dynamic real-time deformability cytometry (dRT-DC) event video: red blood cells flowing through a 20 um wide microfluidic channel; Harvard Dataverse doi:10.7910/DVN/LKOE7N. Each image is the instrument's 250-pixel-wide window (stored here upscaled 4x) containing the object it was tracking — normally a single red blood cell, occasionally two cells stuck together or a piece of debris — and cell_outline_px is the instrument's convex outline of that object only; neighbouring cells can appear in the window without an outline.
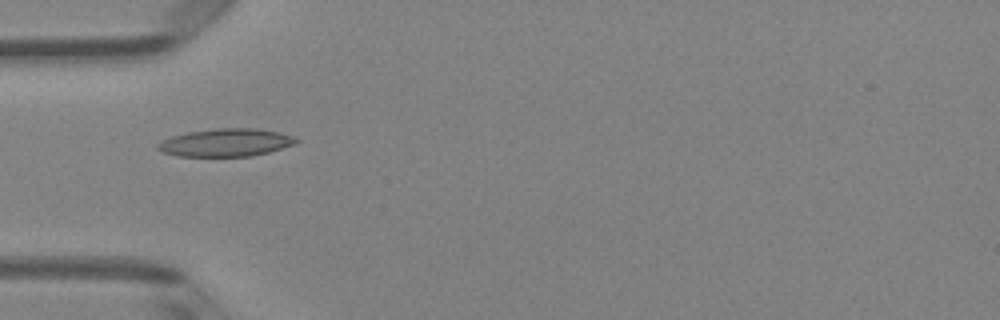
{"species": "Egyptian fruit bat (a non-hibernating species)", "species_latin": "Rousettus aegyptiacus", "temperature_condition": "room temperature", "stored_images_in_passage": 6, "camera_frame_rate_fps": 3000, "um_per_image_px": 0.085, "animal": {"sex": "female"}, "frame": {"image": 1, "passage_image": 5, "time_ms": 4.667, "image_size_px": [1000, 320], "cell_outline_px": [[300, 140], [296, 144], [268, 152], [252, 156], [180, 156], [164, 152], [156, 148], [156, 144], [160, 140], [172, 136], [188, 132], [216, 128], [256, 128], [280, 132], [296, 136]], "centroid_in_image_um": [19.23, 12.11], "position_along_channel_um": 65.8, "area_um2": 22.6}}
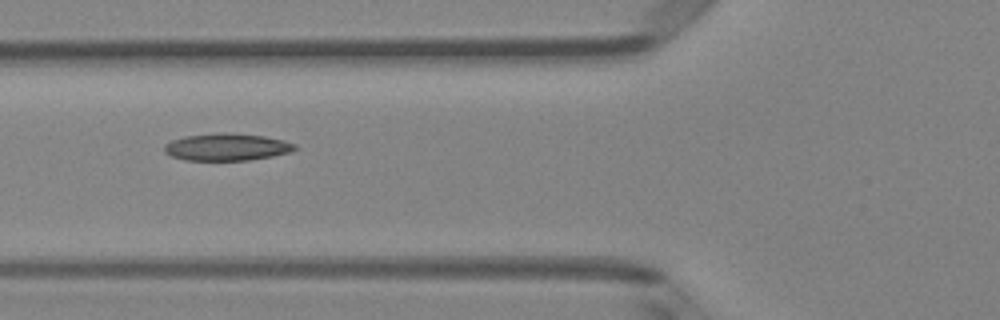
{"frame": {"image": 2, "passage_image": 6, "time_ms": 5.667, "image_size_px": [1000, 320], "cell_outline_px": [[296, 148], [288, 152], [272, 156], [248, 160], [184, 160], [172, 156], [164, 152], [164, 144], [172, 140], [184, 136], [220, 132], [232, 132], [264, 136], [284, 140], [296, 144]], "centroid_in_image_um": [19.25, 12.48], "position_along_channel_um": 106.6, "area_um2": 20.75}}